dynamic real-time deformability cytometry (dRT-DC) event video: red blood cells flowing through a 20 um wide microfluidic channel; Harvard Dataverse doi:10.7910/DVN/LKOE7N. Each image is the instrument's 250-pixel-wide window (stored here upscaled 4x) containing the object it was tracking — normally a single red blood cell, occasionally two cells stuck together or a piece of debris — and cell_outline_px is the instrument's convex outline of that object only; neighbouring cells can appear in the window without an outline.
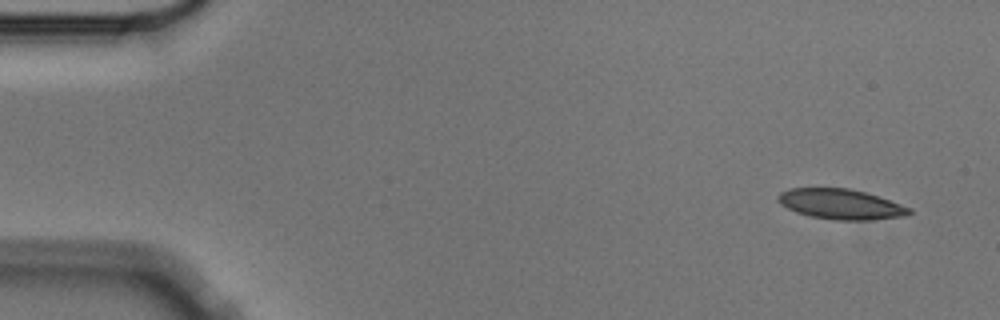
{"species": "Egyptian fruit bat (a non-hibernating species)", "species_latin": "Rousettus aegyptiacus", "temperature_condition": "cold", "stored_images_in_passage": 4, "camera_frame_rate_fps": 3000, "um_per_image_px": 0.085, "animal": {"sex": "male"}, "frame": {"image": 1, "passage_image": 1, "time_ms": 0.0, "image_size_px": [1000, 320], "cell_outline_px": [[912, 212], [908, 216], [872, 220], [836, 220], [808, 216], [796, 212], [780, 204], [776, 200], [776, 196], [780, 192], [788, 188], [848, 188], [864, 192], [912, 208]], "centroid_in_image_um": [71.44, 17.36], "position_along_channel_um": 13.6, "area_um2": 23.24}}